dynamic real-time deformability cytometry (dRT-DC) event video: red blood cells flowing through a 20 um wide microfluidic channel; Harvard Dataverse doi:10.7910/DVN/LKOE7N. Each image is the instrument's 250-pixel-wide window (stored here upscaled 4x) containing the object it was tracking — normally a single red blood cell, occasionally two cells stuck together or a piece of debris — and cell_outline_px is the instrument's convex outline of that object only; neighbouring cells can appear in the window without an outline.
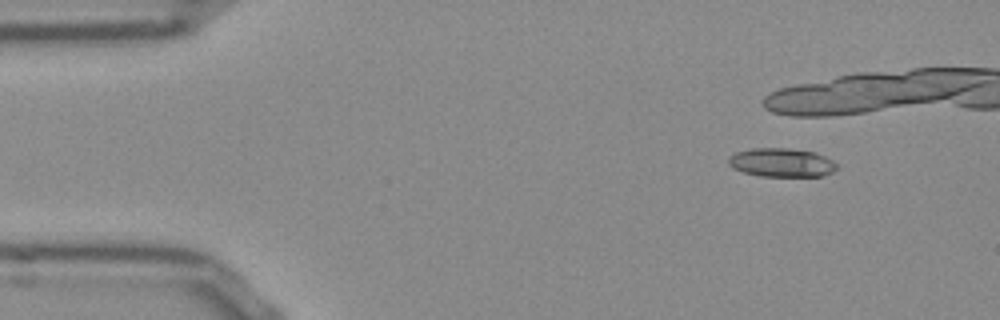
{"species": "Egyptian fruit bat (a non-hibernating species)", "species_latin": "Rousettus aegyptiacus", "temperature_condition": "room temperature", "stored_images_in_passage": 7, "camera_frame_rate_fps": 3000, "um_per_image_px": 0.085, "frame": {"image": 1, "passage_image": 1, "time_ms": 0.0, "image_size_px": [1000, 320], "cell_outline_px": [[836, 168], [832, 172], [824, 176], [760, 176], [744, 172], [732, 168], [728, 164], [728, 156], [736, 152], [752, 148], [788, 148], [812, 152], [824, 156], [832, 160], [836, 164]], "centroid_in_image_um": [66.39, 13.82], "position_along_channel_um": 18.6, "area_um2": 18.09}}